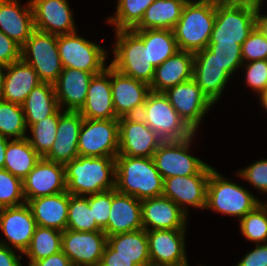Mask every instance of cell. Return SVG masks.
<instances>
[{
    "label": "cell",
    "mask_w": 267,
    "mask_h": 266,
    "mask_svg": "<svg viewBox=\"0 0 267 266\" xmlns=\"http://www.w3.org/2000/svg\"><path fill=\"white\" fill-rule=\"evenodd\" d=\"M115 189L143 200L162 196L164 179L157 170L152 157L115 158Z\"/></svg>",
    "instance_id": "cell-1"
},
{
    "label": "cell",
    "mask_w": 267,
    "mask_h": 266,
    "mask_svg": "<svg viewBox=\"0 0 267 266\" xmlns=\"http://www.w3.org/2000/svg\"><path fill=\"white\" fill-rule=\"evenodd\" d=\"M64 166L67 192L70 195L89 196L115 189L113 157L78 156Z\"/></svg>",
    "instance_id": "cell-2"
},
{
    "label": "cell",
    "mask_w": 267,
    "mask_h": 266,
    "mask_svg": "<svg viewBox=\"0 0 267 266\" xmlns=\"http://www.w3.org/2000/svg\"><path fill=\"white\" fill-rule=\"evenodd\" d=\"M216 16V0L187 1L173 33L179 50L191 53L205 49Z\"/></svg>",
    "instance_id": "cell-3"
},
{
    "label": "cell",
    "mask_w": 267,
    "mask_h": 266,
    "mask_svg": "<svg viewBox=\"0 0 267 266\" xmlns=\"http://www.w3.org/2000/svg\"><path fill=\"white\" fill-rule=\"evenodd\" d=\"M256 0H216V16L209 43L242 46L255 27Z\"/></svg>",
    "instance_id": "cell-4"
},
{
    "label": "cell",
    "mask_w": 267,
    "mask_h": 266,
    "mask_svg": "<svg viewBox=\"0 0 267 266\" xmlns=\"http://www.w3.org/2000/svg\"><path fill=\"white\" fill-rule=\"evenodd\" d=\"M139 116L163 141H182L195 133L179 116L164 92L151 91Z\"/></svg>",
    "instance_id": "cell-5"
},
{
    "label": "cell",
    "mask_w": 267,
    "mask_h": 266,
    "mask_svg": "<svg viewBox=\"0 0 267 266\" xmlns=\"http://www.w3.org/2000/svg\"><path fill=\"white\" fill-rule=\"evenodd\" d=\"M261 202L239 184L232 183L220 173L211 170L207 185L205 209L226 215L238 216L239 220Z\"/></svg>",
    "instance_id": "cell-6"
},
{
    "label": "cell",
    "mask_w": 267,
    "mask_h": 266,
    "mask_svg": "<svg viewBox=\"0 0 267 266\" xmlns=\"http://www.w3.org/2000/svg\"><path fill=\"white\" fill-rule=\"evenodd\" d=\"M115 32V58L109 65L126 76L150 85L155 66L148 60L143 40L133 30Z\"/></svg>",
    "instance_id": "cell-7"
},
{
    "label": "cell",
    "mask_w": 267,
    "mask_h": 266,
    "mask_svg": "<svg viewBox=\"0 0 267 266\" xmlns=\"http://www.w3.org/2000/svg\"><path fill=\"white\" fill-rule=\"evenodd\" d=\"M21 59L36 71L43 83L54 84L63 71L55 34L35 29L21 47Z\"/></svg>",
    "instance_id": "cell-8"
},
{
    "label": "cell",
    "mask_w": 267,
    "mask_h": 266,
    "mask_svg": "<svg viewBox=\"0 0 267 266\" xmlns=\"http://www.w3.org/2000/svg\"><path fill=\"white\" fill-rule=\"evenodd\" d=\"M57 47L63 68L79 69L96 75L107 67L106 50L78 36L77 32L57 35Z\"/></svg>",
    "instance_id": "cell-9"
},
{
    "label": "cell",
    "mask_w": 267,
    "mask_h": 266,
    "mask_svg": "<svg viewBox=\"0 0 267 266\" xmlns=\"http://www.w3.org/2000/svg\"><path fill=\"white\" fill-rule=\"evenodd\" d=\"M118 119L84 118L78 138L79 156L113 157L119 149Z\"/></svg>",
    "instance_id": "cell-10"
},
{
    "label": "cell",
    "mask_w": 267,
    "mask_h": 266,
    "mask_svg": "<svg viewBox=\"0 0 267 266\" xmlns=\"http://www.w3.org/2000/svg\"><path fill=\"white\" fill-rule=\"evenodd\" d=\"M195 133L182 141H163L152 159L163 179L199 174L208 164L189 154Z\"/></svg>",
    "instance_id": "cell-11"
},
{
    "label": "cell",
    "mask_w": 267,
    "mask_h": 266,
    "mask_svg": "<svg viewBox=\"0 0 267 266\" xmlns=\"http://www.w3.org/2000/svg\"><path fill=\"white\" fill-rule=\"evenodd\" d=\"M118 155L152 157L163 140L140 116L118 118Z\"/></svg>",
    "instance_id": "cell-12"
},
{
    "label": "cell",
    "mask_w": 267,
    "mask_h": 266,
    "mask_svg": "<svg viewBox=\"0 0 267 266\" xmlns=\"http://www.w3.org/2000/svg\"><path fill=\"white\" fill-rule=\"evenodd\" d=\"M106 244L107 235L104 231L66 229L62 232V251L72 266H99Z\"/></svg>",
    "instance_id": "cell-13"
},
{
    "label": "cell",
    "mask_w": 267,
    "mask_h": 266,
    "mask_svg": "<svg viewBox=\"0 0 267 266\" xmlns=\"http://www.w3.org/2000/svg\"><path fill=\"white\" fill-rule=\"evenodd\" d=\"M164 94L179 116L196 133L201 120L213 104L202 93L194 79L170 87Z\"/></svg>",
    "instance_id": "cell-14"
},
{
    "label": "cell",
    "mask_w": 267,
    "mask_h": 266,
    "mask_svg": "<svg viewBox=\"0 0 267 266\" xmlns=\"http://www.w3.org/2000/svg\"><path fill=\"white\" fill-rule=\"evenodd\" d=\"M213 168L207 165L199 174L190 176H173L164 179L162 196L171 199L183 211L184 205L200 209L206 206L207 185Z\"/></svg>",
    "instance_id": "cell-15"
},
{
    "label": "cell",
    "mask_w": 267,
    "mask_h": 266,
    "mask_svg": "<svg viewBox=\"0 0 267 266\" xmlns=\"http://www.w3.org/2000/svg\"><path fill=\"white\" fill-rule=\"evenodd\" d=\"M26 203L30 199L67 191L65 166L42 157L22 180Z\"/></svg>",
    "instance_id": "cell-16"
},
{
    "label": "cell",
    "mask_w": 267,
    "mask_h": 266,
    "mask_svg": "<svg viewBox=\"0 0 267 266\" xmlns=\"http://www.w3.org/2000/svg\"><path fill=\"white\" fill-rule=\"evenodd\" d=\"M185 232V229L146 231L151 266L187 264Z\"/></svg>",
    "instance_id": "cell-17"
},
{
    "label": "cell",
    "mask_w": 267,
    "mask_h": 266,
    "mask_svg": "<svg viewBox=\"0 0 267 266\" xmlns=\"http://www.w3.org/2000/svg\"><path fill=\"white\" fill-rule=\"evenodd\" d=\"M112 99L117 118L139 116L151 92L150 86L126 76L111 66Z\"/></svg>",
    "instance_id": "cell-18"
},
{
    "label": "cell",
    "mask_w": 267,
    "mask_h": 266,
    "mask_svg": "<svg viewBox=\"0 0 267 266\" xmlns=\"http://www.w3.org/2000/svg\"><path fill=\"white\" fill-rule=\"evenodd\" d=\"M36 30L61 35L76 32L67 0H30Z\"/></svg>",
    "instance_id": "cell-19"
},
{
    "label": "cell",
    "mask_w": 267,
    "mask_h": 266,
    "mask_svg": "<svg viewBox=\"0 0 267 266\" xmlns=\"http://www.w3.org/2000/svg\"><path fill=\"white\" fill-rule=\"evenodd\" d=\"M141 209L142 226L146 231L186 229L188 213L167 197L143 199L141 200Z\"/></svg>",
    "instance_id": "cell-20"
},
{
    "label": "cell",
    "mask_w": 267,
    "mask_h": 266,
    "mask_svg": "<svg viewBox=\"0 0 267 266\" xmlns=\"http://www.w3.org/2000/svg\"><path fill=\"white\" fill-rule=\"evenodd\" d=\"M36 221L27 203L6 207L0 212V229L16 250L24 253L32 240Z\"/></svg>",
    "instance_id": "cell-21"
},
{
    "label": "cell",
    "mask_w": 267,
    "mask_h": 266,
    "mask_svg": "<svg viewBox=\"0 0 267 266\" xmlns=\"http://www.w3.org/2000/svg\"><path fill=\"white\" fill-rule=\"evenodd\" d=\"M229 78L207 47L194 54L193 79L212 104L221 97Z\"/></svg>",
    "instance_id": "cell-22"
},
{
    "label": "cell",
    "mask_w": 267,
    "mask_h": 266,
    "mask_svg": "<svg viewBox=\"0 0 267 266\" xmlns=\"http://www.w3.org/2000/svg\"><path fill=\"white\" fill-rule=\"evenodd\" d=\"M83 120L78 111L64 110L59 117L56 140L44 158L63 165L77 158L78 138Z\"/></svg>",
    "instance_id": "cell-23"
},
{
    "label": "cell",
    "mask_w": 267,
    "mask_h": 266,
    "mask_svg": "<svg viewBox=\"0 0 267 266\" xmlns=\"http://www.w3.org/2000/svg\"><path fill=\"white\" fill-rule=\"evenodd\" d=\"M78 112L86 119H118L112 99L110 65L92 77L86 101Z\"/></svg>",
    "instance_id": "cell-24"
},
{
    "label": "cell",
    "mask_w": 267,
    "mask_h": 266,
    "mask_svg": "<svg viewBox=\"0 0 267 266\" xmlns=\"http://www.w3.org/2000/svg\"><path fill=\"white\" fill-rule=\"evenodd\" d=\"M140 229H143L141 200L112 189V204L104 233L113 236Z\"/></svg>",
    "instance_id": "cell-25"
},
{
    "label": "cell",
    "mask_w": 267,
    "mask_h": 266,
    "mask_svg": "<svg viewBox=\"0 0 267 266\" xmlns=\"http://www.w3.org/2000/svg\"><path fill=\"white\" fill-rule=\"evenodd\" d=\"M93 76L91 72L63 68L59 78L53 84L59 108L62 109V105H65L67 107L65 111H79L86 101Z\"/></svg>",
    "instance_id": "cell-26"
},
{
    "label": "cell",
    "mask_w": 267,
    "mask_h": 266,
    "mask_svg": "<svg viewBox=\"0 0 267 266\" xmlns=\"http://www.w3.org/2000/svg\"><path fill=\"white\" fill-rule=\"evenodd\" d=\"M18 0H0V30L22 47L35 30L33 9Z\"/></svg>",
    "instance_id": "cell-27"
},
{
    "label": "cell",
    "mask_w": 267,
    "mask_h": 266,
    "mask_svg": "<svg viewBox=\"0 0 267 266\" xmlns=\"http://www.w3.org/2000/svg\"><path fill=\"white\" fill-rule=\"evenodd\" d=\"M42 83L36 71L22 59L6 66L0 99L22 105L29 93Z\"/></svg>",
    "instance_id": "cell-28"
},
{
    "label": "cell",
    "mask_w": 267,
    "mask_h": 266,
    "mask_svg": "<svg viewBox=\"0 0 267 266\" xmlns=\"http://www.w3.org/2000/svg\"><path fill=\"white\" fill-rule=\"evenodd\" d=\"M194 53L177 51L161 65L155 67L150 89L165 92L168 88L193 78Z\"/></svg>",
    "instance_id": "cell-29"
},
{
    "label": "cell",
    "mask_w": 267,
    "mask_h": 266,
    "mask_svg": "<svg viewBox=\"0 0 267 266\" xmlns=\"http://www.w3.org/2000/svg\"><path fill=\"white\" fill-rule=\"evenodd\" d=\"M29 205L36 224L41 227L66 230L69 193L67 191L54 195L30 199Z\"/></svg>",
    "instance_id": "cell-30"
},
{
    "label": "cell",
    "mask_w": 267,
    "mask_h": 266,
    "mask_svg": "<svg viewBox=\"0 0 267 266\" xmlns=\"http://www.w3.org/2000/svg\"><path fill=\"white\" fill-rule=\"evenodd\" d=\"M188 0H155L145 11L141 22L132 30H173Z\"/></svg>",
    "instance_id": "cell-31"
},
{
    "label": "cell",
    "mask_w": 267,
    "mask_h": 266,
    "mask_svg": "<svg viewBox=\"0 0 267 266\" xmlns=\"http://www.w3.org/2000/svg\"><path fill=\"white\" fill-rule=\"evenodd\" d=\"M26 127L53 115L58 109L54 85L40 83L27 96L22 104Z\"/></svg>",
    "instance_id": "cell-32"
},
{
    "label": "cell",
    "mask_w": 267,
    "mask_h": 266,
    "mask_svg": "<svg viewBox=\"0 0 267 266\" xmlns=\"http://www.w3.org/2000/svg\"><path fill=\"white\" fill-rule=\"evenodd\" d=\"M107 244L117 255L131 259L137 266H151L146 230L107 236Z\"/></svg>",
    "instance_id": "cell-33"
},
{
    "label": "cell",
    "mask_w": 267,
    "mask_h": 266,
    "mask_svg": "<svg viewBox=\"0 0 267 266\" xmlns=\"http://www.w3.org/2000/svg\"><path fill=\"white\" fill-rule=\"evenodd\" d=\"M41 158L27 137L12 139L6 148L4 169L23 180Z\"/></svg>",
    "instance_id": "cell-34"
},
{
    "label": "cell",
    "mask_w": 267,
    "mask_h": 266,
    "mask_svg": "<svg viewBox=\"0 0 267 266\" xmlns=\"http://www.w3.org/2000/svg\"><path fill=\"white\" fill-rule=\"evenodd\" d=\"M133 31L143 40L148 60L155 67L161 65L166 59L179 51L173 30L146 29Z\"/></svg>",
    "instance_id": "cell-35"
},
{
    "label": "cell",
    "mask_w": 267,
    "mask_h": 266,
    "mask_svg": "<svg viewBox=\"0 0 267 266\" xmlns=\"http://www.w3.org/2000/svg\"><path fill=\"white\" fill-rule=\"evenodd\" d=\"M62 231L36 226L31 243L24 254L30 259L28 266L62 250Z\"/></svg>",
    "instance_id": "cell-36"
},
{
    "label": "cell",
    "mask_w": 267,
    "mask_h": 266,
    "mask_svg": "<svg viewBox=\"0 0 267 266\" xmlns=\"http://www.w3.org/2000/svg\"><path fill=\"white\" fill-rule=\"evenodd\" d=\"M66 229L81 232L103 231L93 218L89 205V196L69 194Z\"/></svg>",
    "instance_id": "cell-37"
},
{
    "label": "cell",
    "mask_w": 267,
    "mask_h": 266,
    "mask_svg": "<svg viewBox=\"0 0 267 266\" xmlns=\"http://www.w3.org/2000/svg\"><path fill=\"white\" fill-rule=\"evenodd\" d=\"M61 114L62 109L59 108L53 115L30 126L32 138L27 137V139L41 157H45L49 153L56 140V131Z\"/></svg>",
    "instance_id": "cell-38"
},
{
    "label": "cell",
    "mask_w": 267,
    "mask_h": 266,
    "mask_svg": "<svg viewBox=\"0 0 267 266\" xmlns=\"http://www.w3.org/2000/svg\"><path fill=\"white\" fill-rule=\"evenodd\" d=\"M155 0H118L115 16L108 23L115 25V30H132L142 20L147 8Z\"/></svg>",
    "instance_id": "cell-39"
},
{
    "label": "cell",
    "mask_w": 267,
    "mask_h": 266,
    "mask_svg": "<svg viewBox=\"0 0 267 266\" xmlns=\"http://www.w3.org/2000/svg\"><path fill=\"white\" fill-rule=\"evenodd\" d=\"M27 127L22 105L0 99V136L26 138Z\"/></svg>",
    "instance_id": "cell-40"
},
{
    "label": "cell",
    "mask_w": 267,
    "mask_h": 266,
    "mask_svg": "<svg viewBox=\"0 0 267 266\" xmlns=\"http://www.w3.org/2000/svg\"><path fill=\"white\" fill-rule=\"evenodd\" d=\"M240 229L247 240L267 242V208L262 201L240 220Z\"/></svg>",
    "instance_id": "cell-41"
},
{
    "label": "cell",
    "mask_w": 267,
    "mask_h": 266,
    "mask_svg": "<svg viewBox=\"0 0 267 266\" xmlns=\"http://www.w3.org/2000/svg\"><path fill=\"white\" fill-rule=\"evenodd\" d=\"M207 48L213 53V58L231 76L243 65L241 45L234 43H209Z\"/></svg>",
    "instance_id": "cell-42"
},
{
    "label": "cell",
    "mask_w": 267,
    "mask_h": 266,
    "mask_svg": "<svg viewBox=\"0 0 267 266\" xmlns=\"http://www.w3.org/2000/svg\"><path fill=\"white\" fill-rule=\"evenodd\" d=\"M23 200V201H22ZM26 203L22 180L6 169H0V205L2 208Z\"/></svg>",
    "instance_id": "cell-43"
},
{
    "label": "cell",
    "mask_w": 267,
    "mask_h": 266,
    "mask_svg": "<svg viewBox=\"0 0 267 266\" xmlns=\"http://www.w3.org/2000/svg\"><path fill=\"white\" fill-rule=\"evenodd\" d=\"M242 61L267 60V39L255 26L241 46Z\"/></svg>",
    "instance_id": "cell-44"
},
{
    "label": "cell",
    "mask_w": 267,
    "mask_h": 266,
    "mask_svg": "<svg viewBox=\"0 0 267 266\" xmlns=\"http://www.w3.org/2000/svg\"><path fill=\"white\" fill-rule=\"evenodd\" d=\"M246 65V66H245ZM246 70V83L254 92L260 94L267 91V60H255L243 63Z\"/></svg>",
    "instance_id": "cell-45"
},
{
    "label": "cell",
    "mask_w": 267,
    "mask_h": 266,
    "mask_svg": "<svg viewBox=\"0 0 267 266\" xmlns=\"http://www.w3.org/2000/svg\"><path fill=\"white\" fill-rule=\"evenodd\" d=\"M112 204V190L89 195V205L97 225L104 231L108 224Z\"/></svg>",
    "instance_id": "cell-46"
},
{
    "label": "cell",
    "mask_w": 267,
    "mask_h": 266,
    "mask_svg": "<svg viewBox=\"0 0 267 266\" xmlns=\"http://www.w3.org/2000/svg\"><path fill=\"white\" fill-rule=\"evenodd\" d=\"M237 173L259 191L267 193V159L256 161Z\"/></svg>",
    "instance_id": "cell-47"
},
{
    "label": "cell",
    "mask_w": 267,
    "mask_h": 266,
    "mask_svg": "<svg viewBox=\"0 0 267 266\" xmlns=\"http://www.w3.org/2000/svg\"><path fill=\"white\" fill-rule=\"evenodd\" d=\"M21 59V47L0 30V64H9Z\"/></svg>",
    "instance_id": "cell-48"
},
{
    "label": "cell",
    "mask_w": 267,
    "mask_h": 266,
    "mask_svg": "<svg viewBox=\"0 0 267 266\" xmlns=\"http://www.w3.org/2000/svg\"><path fill=\"white\" fill-rule=\"evenodd\" d=\"M236 266H267V243L256 244V248L243 256Z\"/></svg>",
    "instance_id": "cell-49"
},
{
    "label": "cell",
    "mask_w": 267,
    "mask_h": 266,
    "mask_svg": "<svg viewBox=\"0 0 267 266\" xmlns=\"http://www.w3.org/2000/svg\"><path fill=\"white\" fill-rule=\"evenodd\" d=\"M99 266H137L131 259L117 255L108 244H106Z\"/></svg>",
    "instance_id": "cell-50"
},
{
    "label": "cell",
    "mask_w": 267,
    "mask_h": 266,
    "mask_svg": "<svg viewBox=\"0 0 267 266\" xmlns=\"http://www.w3.org/2000/svg\"><path fill=\"white\" fill-rule=\"evenodd\" d=\"M21 255H16L14 249L6 241L0 242V266H23L20 263Z\"/></svg>",
    "instance_id": "cell-51"
},
{
    "label": "cell",
    "mask_w": 267,
    "mask_h": 266,
    "mask_svg": "<svg viewBox=\"0 0 267 266\" xmlns=\"http://www.w3.org/2000/svg\"><path fill=\"white\" fill-rule=\"evenodd\" d=\"M31 266H72L70 259L63 251L35 261Z\"/></svg>",
    "instance_id": "cell-52"
},
{
    "label": "cell",
    "mask_w": 267,
    "mask_h": 266,
    "mask_svg": "<svg viewBox=\"0 0 267 266\" xmlns=\"http://www.w3.org/2000/svg\"><path fill=\"white\" fill-rule=\"evenodd\" d=\"M260 7H261V4L258 5L257 12L255 15V26L267 39V15L264 16L260 14V11H259Z\"/></svg>",
    "instance_id": "cell-53"
},
{
    "label": "cell",
    "mask_w": 267,
    "mask_h": 266,
    "mask_svg": "<svg viewBox=\"0 0 267 266\" xmlns=\"http://www.w3.org/2000/svg\"><path fill=\"white\" fill-rule=\"evenodd\" d=\"M8 141V138L0 136V169H4L5 153Z\"/></svg>",
    "instance_id": "cell-54"
},
{
    "label": "cell",
    "mask_w": 267,
    "mask_h": 266,
    "mask_svg": "<svg viewBox=\"0 0 267 266\" xmlns=\"http://www.w3.org/2000/svg\"><path fill=\"white\" fill-rule=\"evenodd\" d=\"M6 70V66L0 64V96L2 93V88H3V81H4V75H5V71Z\"/></svg>",
    "instance_id": "cell-55"
},
{
    "label": "cell",
    "mask_w": 267,
    "mask_h": 266,
    "mask_svg": "<svg viewBox=\"0 0 267 266\" xmlns=\"http://www.w3.org/2000/svg\"><path fill=\"white\" fill-rule=\"evenodd\" d=\"M260 103L261 105L264 107V109H266L267 111V91L260 94Z\"/></svg>",
    "instance_id": "cell-56"
},
{
    "label": "cell",
    "mask_w": 267,
    "mask_h": 266,
    "mask_svg": "<svg viewBox=\"0 0 267 266\" xmlns=\"http://www.w3.org/2000/svg\"><path fill=\"white\" fill-rule=\"evenodd\" d=\"M256 1H258L260 4H262V1H263V0H256Z\"/></svg>",
    "instance_id": "cell-57"
}]
</instances>
